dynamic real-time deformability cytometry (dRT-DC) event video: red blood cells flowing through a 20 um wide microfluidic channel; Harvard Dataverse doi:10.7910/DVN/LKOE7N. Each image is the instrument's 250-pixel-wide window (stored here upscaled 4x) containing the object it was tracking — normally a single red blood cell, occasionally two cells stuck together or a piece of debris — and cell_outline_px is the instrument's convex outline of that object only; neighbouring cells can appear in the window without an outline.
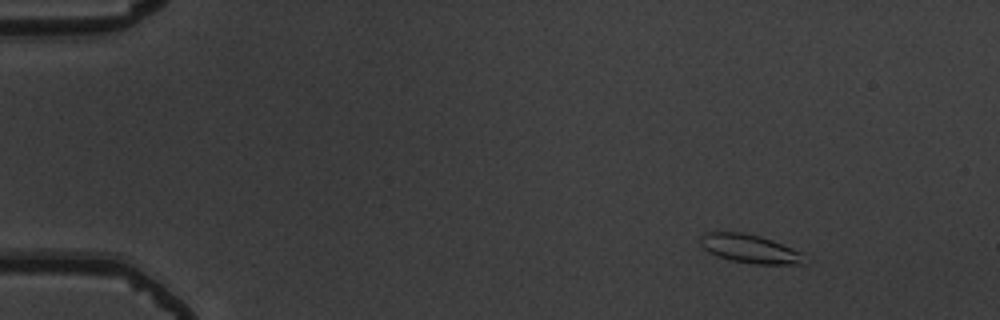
{"species": "common noctule bat (a hibernating species)", "species_latin": "Nyctalus noctula", "temperature_condition": "warm", "stored_images_in_passage": 49, "camera_frame_rate_fps": 3000, "um_per_image_px": 0.085, "animal": {"sex": "male", "body_mass_g": 19.5, "forearm_length_mm": 54.6}, "frame": {"image": 1, "passage_image": 1, "time_ms": 0.0, "image_size_px": [1000, 320], "cell_outline_px": [[804, 264], [756, 264], [732, 260], [716, 256], [708, 252], [700, 244], [700, 236], [704, 232], [740, 232], [760, 236], [772, 240], [792, 248], [800, 252]], "centroid_in_image_um": [63.67, 21.13], "position_along_channel_um": 21.3, "area_um2": 17.11}}
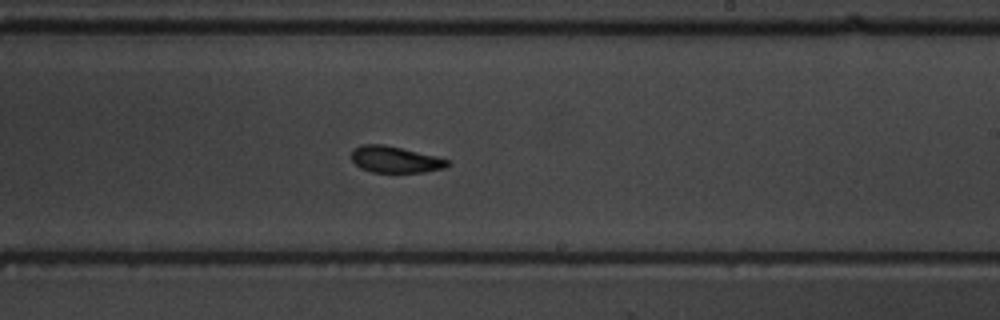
{"frame": {"image": 2, "passage_image": 28, "time_ms": 9.0, "image_size_px": [1000, 320], "cell_outline_px": [[452, 164], [444, 168], [424, 172], [372, 172], [360, 168], [352, 160], [352, 148], [360, 144], [384, 144], [436, 156], [448, 160]], "centroid_in_image_um": [33.57, 13.55], "position_along_channel_um": 255.4, "area_um2": 14.85}}
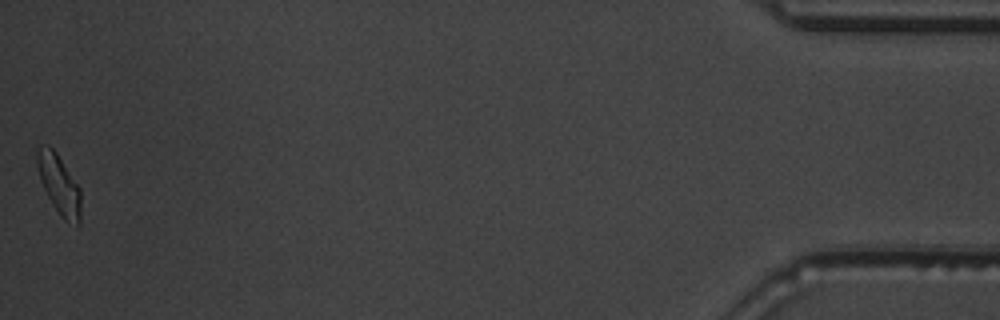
{"frame": {"image": 3, "passage_image": 49, "time_ms": 16.0, "image_size_px": [1000, 320], "cell_outline_px": [[80, 224], [76, 228], [64, 220], [60, 216], [52, 204], [40, 180], [36, 164], [36, 148], [40, 144], [48, 144], [56, 152], [80, 188]], "centroid_in_image_um": [5.0, 15.68], "position_along_channel_um": 430.2, "area_um2": 15.43}, "authors_computed_cell_mechanics": {"area_um2": 15.606, "velocity_mm_per_s": 3.745, "shape_relaxation_time_tau1_ms": 5.1631, "shape_relaxation_time_tau2_ms": 1.7894, "deformation_change_tau1": 0.1267, "deformation_change_tau2": 0.0762}}